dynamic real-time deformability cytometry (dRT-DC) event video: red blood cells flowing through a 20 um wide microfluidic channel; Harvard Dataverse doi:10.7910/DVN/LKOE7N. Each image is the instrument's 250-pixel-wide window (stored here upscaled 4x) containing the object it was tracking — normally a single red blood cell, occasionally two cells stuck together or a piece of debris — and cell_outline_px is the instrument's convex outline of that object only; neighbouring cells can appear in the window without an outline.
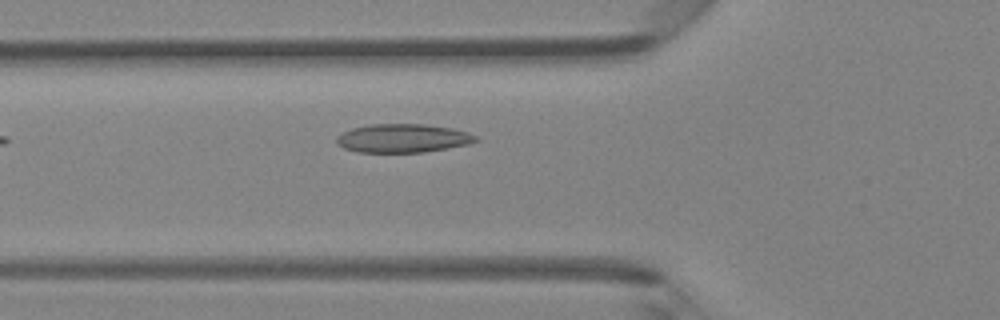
{"species": "Egyptian fruit bat (a non-hibernating species)", "species_latin": "Rousettus aegyptiacus", "temperature_condition": "room temperature", "stored_images_in_passage": 5, "camera_frame_rate_fps": 3000, "um_per_image_px": 0.085, "animal": {"sex": "female"}, "frame": {"image": 1, "passage_image": 5, "time_ms": 1.333, "image_size_px": [1000, 320], "cell_outline_px": [[480, 140], [468, 144], [424, 152], [356, 152], [344, 148], [336, 140], [336, 136], [352, 128], [372, 124], [424, 124], [452, 128], [468, 132], [476, 136]], "centroid_in_image_um": [34.26, 11.75], "position_along_channel_um": 91.5, "area_um2": 23.06}}